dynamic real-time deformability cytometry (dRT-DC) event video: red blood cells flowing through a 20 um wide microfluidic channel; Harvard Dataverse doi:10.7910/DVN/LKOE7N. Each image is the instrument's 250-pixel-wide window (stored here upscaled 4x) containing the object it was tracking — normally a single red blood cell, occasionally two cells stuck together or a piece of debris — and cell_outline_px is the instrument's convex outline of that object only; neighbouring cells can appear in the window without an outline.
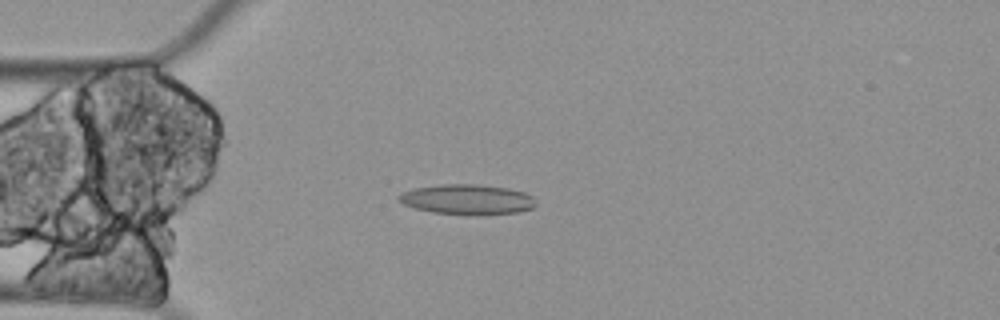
{"species": "Egyptian fruit bat (a non-hibernating species)", "species_latin": "Rousettus aegyptiacus", "temperature_condition": "cold", "stored_images_in_passage": 5, "camera_frame_rate_fps": 3000, "um_per_image_px": 0.085, "animal": {"sex": "female"}, "frame": {"image": 1, "passage_image": 5, "time_ms": 1.333, "image_size_px": [1000, 320], "cell_outline_px": [[536, 204], [532, 208], [516, 212], [432, 212], [416, 208], [404, 204], [396, 196], [404, 192], [416, 188], [440, 184], [480, 184], [508, 188], [524, 192], [532, 196], [536, 200]], "centroid_in_image_um": [39.72, 16.89], "position_along_channel_um": 45.3, "area_um2": 22.95}}